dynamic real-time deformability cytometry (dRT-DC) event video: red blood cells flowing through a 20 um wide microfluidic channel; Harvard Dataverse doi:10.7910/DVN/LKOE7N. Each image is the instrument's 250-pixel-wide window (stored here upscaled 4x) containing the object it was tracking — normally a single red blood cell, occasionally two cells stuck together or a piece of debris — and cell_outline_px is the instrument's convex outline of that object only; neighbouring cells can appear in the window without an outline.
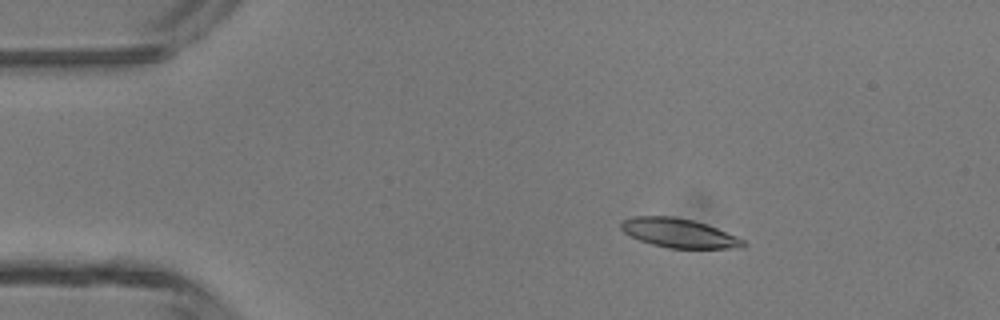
{"species": "common noctule bat (a hibernating species)", "species_latin": "Nyctalus noctula", "temperature_condition": "room temperature", "stored_images_in_passage": 6, "camera_frame_rate_fps": 3000, "um_per_image_px": 0.085, "animal": {"sex": "male", "body_mass_g": 13.3}, "frame": {"image": 1, "passage_image": 3, "time_ms": 2.333, "image_size_px": [1000, 320], "cell_outline_px": [[748, 244], [744, 248], [668, 248], [652, 244], [640, 240], [624, 232], [620, 228], [620, 224], [624, 220], [632, 216], [672, 216], [692, 220], [716, 228], [736, 236], [744, 240]], "centroid_in_image_um": [57.72, 19.81], "position_along_channel_um": 27.3, "area_um2": 20.58}}
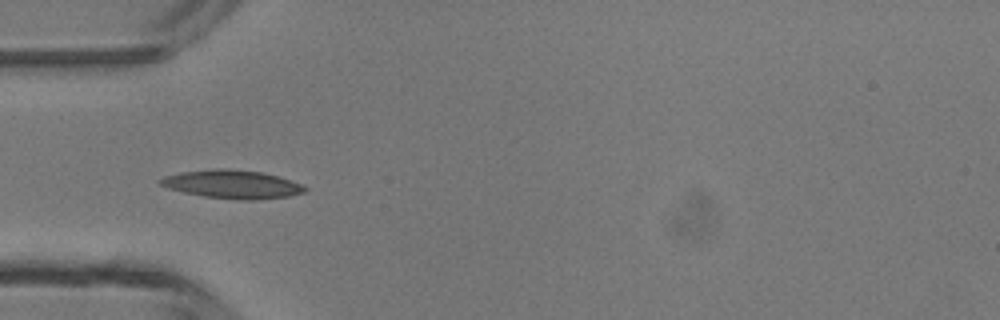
{"frame": {"image": 2, "passage_image": 5, "time_ms": 4.667, "image_size_px": [1000, 320], "cell_outline_px": [[308, 192], [288, 196], [256, 200], [236, 200], [204, 196], [184, 192], [168, 188], [160, 184], [156, 180], [164, 176], [180, 172], [212, 168], [228, 168], [260, 172], [276, 176], [300, 184], [308, 188]], "centroid_in_image_um": [19.71, 15.66], "position_along_channel_um": 65.3, "area_um2": 23.99}}
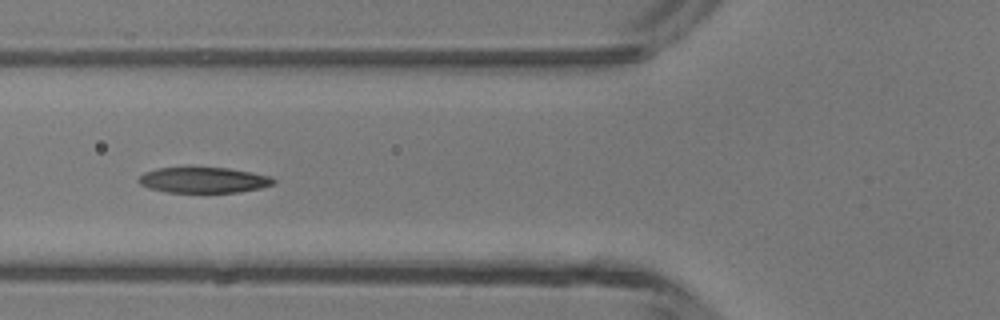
{"frame": {"image": 3, "passage_image": 6, "time_ms": 5.667, "image_size_px": [1000, 320], "cell_outline_px": [[276, 180], [272, 184], [260, 188], [236, 192], [164, 192], [148, 188], [140, 184], [136, 180], [144, 172], [156, 168], [228, 168], [252, 172], [272, 176]], "centroid_in_image_um": [17.28, 15.3], "position_along_channel_um": 108.5, "area_um2": 20.11}}